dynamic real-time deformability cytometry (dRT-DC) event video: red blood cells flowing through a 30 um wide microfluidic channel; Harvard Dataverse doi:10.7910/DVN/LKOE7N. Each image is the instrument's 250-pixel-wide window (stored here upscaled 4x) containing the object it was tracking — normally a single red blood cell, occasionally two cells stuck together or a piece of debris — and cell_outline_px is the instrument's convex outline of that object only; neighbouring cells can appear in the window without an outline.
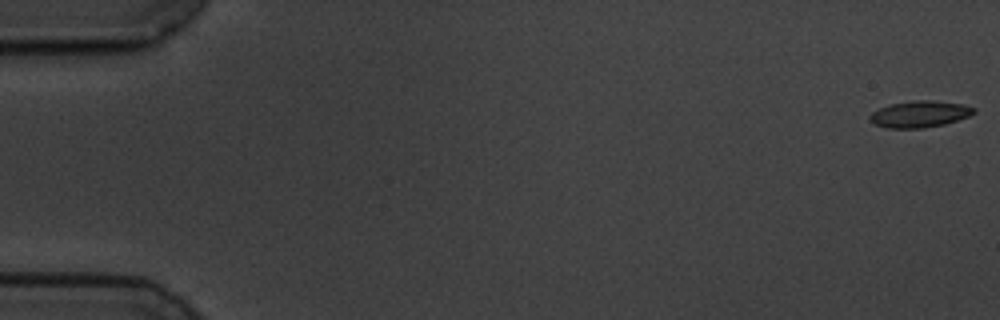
{"species": "common noctule bat (a hibernating species)", "species_latin": "Nyctalus noctula", "temperature_condition": "cold", "stored_images_in_passage": 58, "camera_frame_rate_fps": 3000, "um_per_image_px": 0.085, "animal": {"sex": "male", "body_mass_g": 19.5, "forearm_length_mm": 54.6}, "frame": {"image": 1, "passage_image": 1, "time_ms": 0.0, "image_size_px": [1000, 320], "cell_outline_px": [[976, 112], [968, 116], [944, 124], [924, 128], [888, 128], [876, 124], [868, 120], [868, 116], [872, 112], [880, 108], [892, 104], [912, 100], [932, 100], [964, 104], [976, 108]], "centroid_in_image_um": [78.18, 9.69], "position_along_channel_um": 6.8, "area_um2": 16.07}}
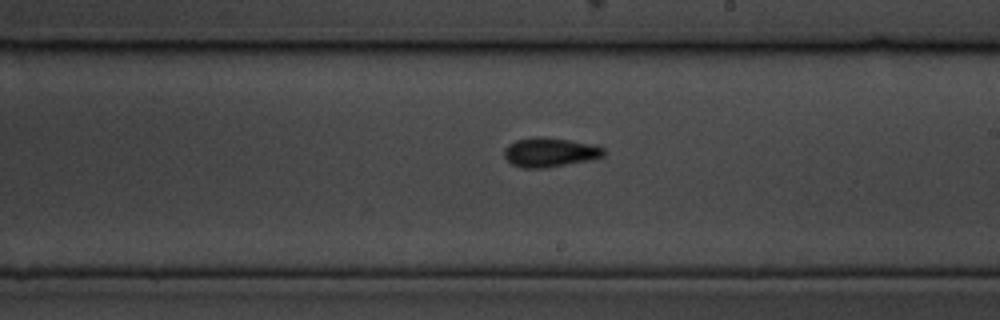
{"frame": {"image": 2, "passage_image": 34, "time_ms": 11.0, "image_size_px": [1000, 320], "cell_outline_px": [[604, 156], [588, 160], [544, 168], [524, 168], [512, 164], [504, 156], [504, 148], [508, 144], [516, 140], [536, 136], [544, 136], [568, 140], [604, 148]], "centroid_in_image_um": [46.67, 12.94], "position_along_channel_um": 242.3, "area_um2": 16.7}}
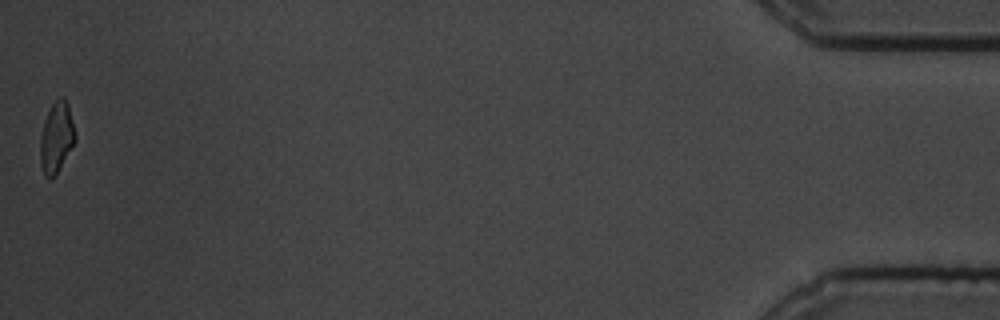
{"frame": {"image": 3, "passage_image": 58, "time_ms": 19.0, "image_size_px": [1000, 320], "cell_outline_px": [[76, 140], [56, 172], [52, 176], [44, 176], [40, 164], [40, 136], [44, 120], [52, 104], [60, 96], [64, 96], [68, 104], [76, 132]], "centroid_in_image_um": [4.8, 11.62], "position_along_channel_um": 430.4, "area_um2": 14.22}, "authors_computed_cell_mechanics": {"area_um2": 15.9817, "velocity_mm_per_s": 3.5053, "shape_relaxation_time_tau1_ms": 3.3264, "shape_relaxation_time_tau2_ms": 1.3315, "deformation_change_tau1": 0.112, "deformation_change_tau2": 0.0669}}